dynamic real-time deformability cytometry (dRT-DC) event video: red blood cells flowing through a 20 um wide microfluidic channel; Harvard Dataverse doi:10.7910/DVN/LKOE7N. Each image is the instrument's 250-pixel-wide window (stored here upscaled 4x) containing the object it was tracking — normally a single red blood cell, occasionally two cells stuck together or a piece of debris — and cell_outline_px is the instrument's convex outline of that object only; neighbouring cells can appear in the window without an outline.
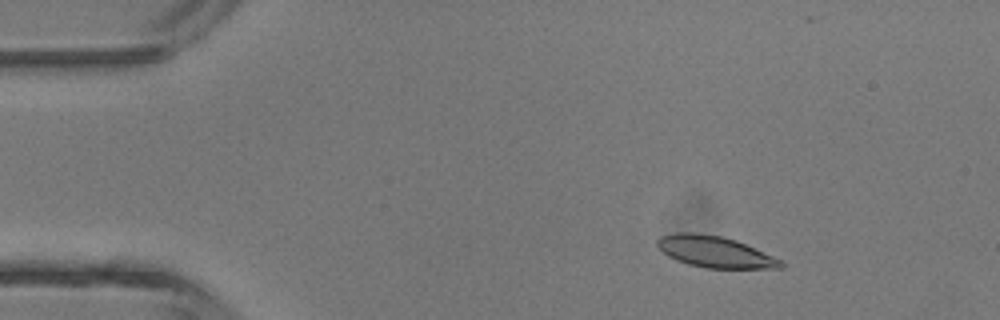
{"species": "common noctule bat (a hibernating species)", "species_latin": "Nyctalus noctula", "temperature_condition": "room temperature", "stored_images_in_passage": 4, "camera_frame_rate_fps": 3000, "um_per_image_px": 0.085, "animal": {"sex": "male", "body_mass_g": 13.3}, "frame": {"image": 1, "passage_image": 2, "time_ms": 1.0, "image_size_px": [1000, 320], "cell_outline_px": [[784, 268], [704, 268], [688, 264], [676, 260], [668, 256], [656, 244], [656, 240], [660, 236], [676, 232], [692, 232], [720, 236], [736, 240], [780, 260], [784, 264]], "centroid_in_image_um": [60.71, 21.4], "position_along_channel_um": 24.3, "area_um2": 22.31}}
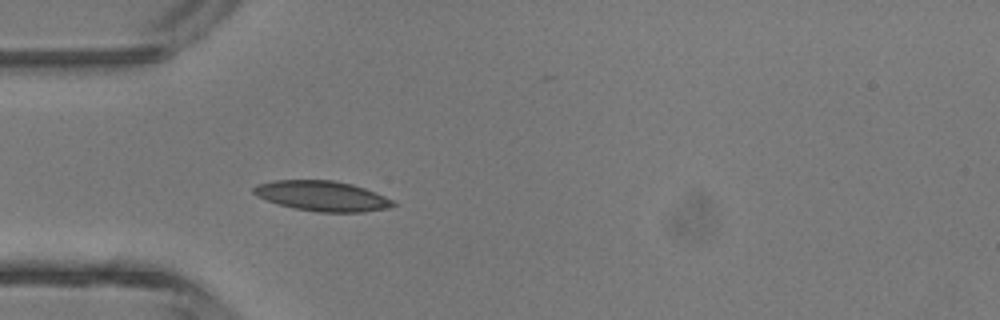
{"frame": {"image": 2, "passage_image": 4, "time_ms": 3.333, "image_size_px": [1000, 320], "cell_outline_px": [[396, 204], [388, 208], [364, 212], [316, 212], [296, 208], [280, 204], [256, 196], [252, 192], [252, 188], [256, 184], [276, 180], [332, 180], [352, 184], [376, 192], [392, 200]], "centroid_in_image_um": [27.38, 16.65], "position_along_channel_um": 57.6, "area_um2": 24.39}}